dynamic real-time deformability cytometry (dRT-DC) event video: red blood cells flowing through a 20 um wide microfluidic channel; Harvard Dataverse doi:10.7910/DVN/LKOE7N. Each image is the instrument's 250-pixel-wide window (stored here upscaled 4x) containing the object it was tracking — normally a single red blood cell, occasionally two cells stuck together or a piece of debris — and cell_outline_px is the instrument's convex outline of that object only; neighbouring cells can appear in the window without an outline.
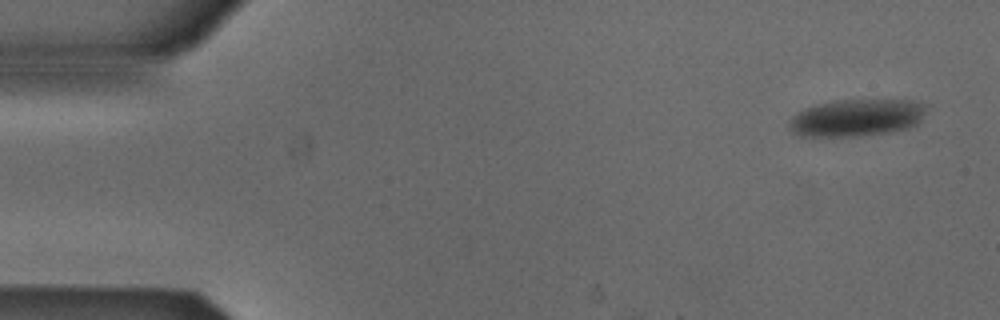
{"species": "Egyptian fruit bat (a non-hibernating species)", "species_latin": "Rousettus aegyptiacus", "temperature_condition": "cold", "stored_images_in_passage": 4, "camera_frame_rate_fps": 3000, "um_per_image_px": 0.085, "animal": {"sex": "male"}, "frame": {"image": 1, "passage_image": 1, "time_ms": 0.0, "image_size_px": [1000, 320], "cell_outline_px": [[928, 104], [920, 120], [916, 124], [908, 128], [892, 132], [860, 136], [800, 136], [792, 132], [788, 128], [788, 124], [792, 116], [808, 108], [820, 104], [836, 100], [912, 100]], "centroid_in_image_um": [72.84, 10.01], "position_along_channel_um": 12.2, "area_um2": 29.65}}